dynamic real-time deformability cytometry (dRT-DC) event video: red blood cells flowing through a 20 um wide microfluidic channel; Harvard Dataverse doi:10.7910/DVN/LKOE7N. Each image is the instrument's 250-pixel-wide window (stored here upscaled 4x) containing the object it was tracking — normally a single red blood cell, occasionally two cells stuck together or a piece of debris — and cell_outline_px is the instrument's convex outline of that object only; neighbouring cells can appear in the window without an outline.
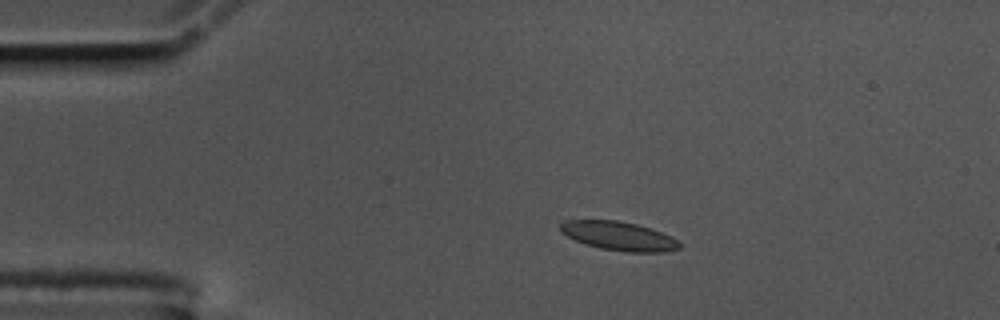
{"species": "common noctule bat (a hibernating species)", "species_latin": "Nyctalus noctula", "temperature_condition": "cold", "stored_images_in_passage": 11, "camera_frame_rate_fps": 3000, "um_per_image_px": 0.085, "animal": {"sex": "male", "body_mass_g": 17.5, "forearm_length_mm": 52.3}, "frame": {"image": 1, "passage_image": 4, "time_ms": 1.0, "image_size_px": [1000, 320], "cell_outline_px": [[680, 248], [664, 252], [624, 252], [600, 248], [584, 244], [560, 232], [560, 220], [616, 220], [636, 224], [652, 228], [672, 236], [680, 244]], "centroid_in_image_um": [52.58, 20.05], "position_along_channel_um": 32.4, "area_um2": 20.17}}